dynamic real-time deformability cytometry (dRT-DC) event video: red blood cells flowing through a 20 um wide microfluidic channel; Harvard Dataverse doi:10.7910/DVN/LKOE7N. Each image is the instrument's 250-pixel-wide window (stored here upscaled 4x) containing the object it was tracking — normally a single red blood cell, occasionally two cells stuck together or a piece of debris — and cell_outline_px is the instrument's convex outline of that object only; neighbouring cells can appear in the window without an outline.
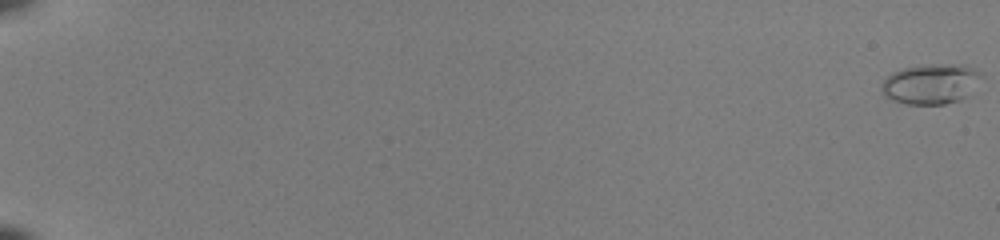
{"species": "common noctule bat (a hibernating species)", "species_latin": "Nyctalus noctula", "temperature_condition": "room temperature", "stored_images_in_passage": 20, "camera_frame_rate_fps": 3000, "um_per_image_px": 0.085, "animal": {"sex": "female", "body_mass_g": 22.0, "forearm_length_mm": 56.7}, "frame": {"image": 1, "passage_image": 1, "time_ms": 0.0, "image_size_px": [1000, 240], "cell_outline_px": [[984, 76], [972, 96], [960, 100], [944, 104], [908, 104], [892, 100], [884, 96], [880, 88], [884, 80], [892, 72], [900, 68], [920, 64], [964, 64], [984, 72]], "centroid_in_image_um": [79.21, 7.11], "position_along_channel_um": 5.8, "area_um2": 24.33}}
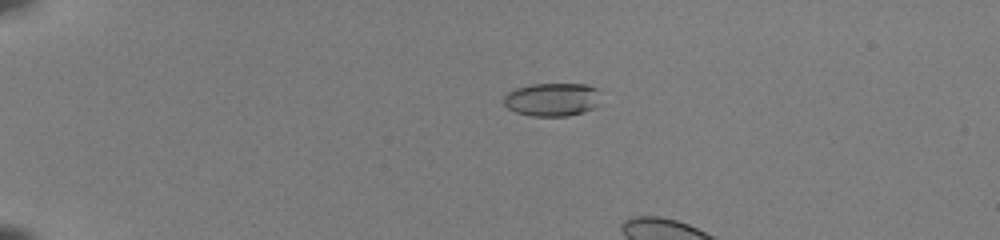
{"frame": {"image": 2, "passage_image": 15, "time_ms": 4.667, "image_size_px": [1000, 240], "cell_outline_px": [[600, 104], [596, 108], [584, 112], [568, 116], [532, 116], [516, 112], [508, 108], [504, 104], [504, 96], [508, 92], [516, 88], [532, 84], [588, 84], [596, 88]], "centroid_in_image_um": [46.96, 8.46], "position_along_channel_um": 38.0, "area_um2": 18.96}}